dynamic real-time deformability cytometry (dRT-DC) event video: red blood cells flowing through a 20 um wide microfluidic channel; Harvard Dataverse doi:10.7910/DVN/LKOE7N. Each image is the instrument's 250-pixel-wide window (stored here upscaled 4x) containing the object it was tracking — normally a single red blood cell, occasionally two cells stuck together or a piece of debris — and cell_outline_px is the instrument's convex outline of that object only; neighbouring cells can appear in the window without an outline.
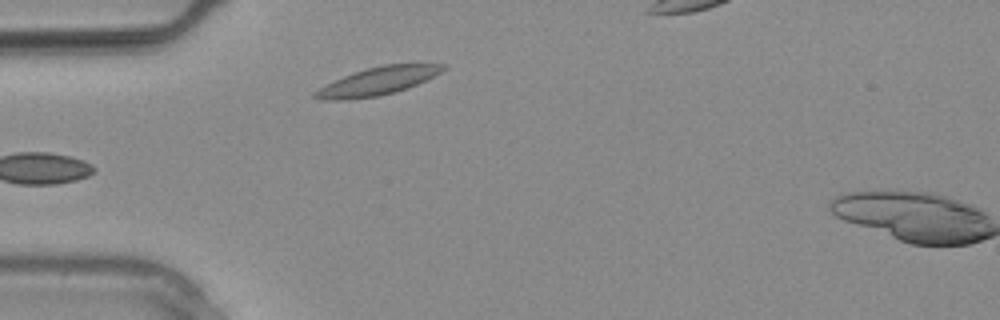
{"species": "common noctule bat (a hibernating species)", "species_latin": "Nyctalus noctula", "temperature_condition": "warm", "stored_images_in_passage": 4, "camera_frame_rate_fps": 3000, "um_per_image_px": 0.085, "animal": {"sex": "male", "body_mass_g": 20.4}, "frame": {"image": 1, "passage_image": 3, "time_ms": 0.667, "image_size_px": [1000, 320], "cell_outline_px": [[448, 68], [416, 84], [380, 96], [344, 100], [324, 100], [312, 96], [312, 92], [344, 76], [368, 68], [384, 64], [448, 64]], "centroid_in_image_um": [32.09, 6.9], "position_along_channel_um": 52.9, "area_um2": 20.29}}